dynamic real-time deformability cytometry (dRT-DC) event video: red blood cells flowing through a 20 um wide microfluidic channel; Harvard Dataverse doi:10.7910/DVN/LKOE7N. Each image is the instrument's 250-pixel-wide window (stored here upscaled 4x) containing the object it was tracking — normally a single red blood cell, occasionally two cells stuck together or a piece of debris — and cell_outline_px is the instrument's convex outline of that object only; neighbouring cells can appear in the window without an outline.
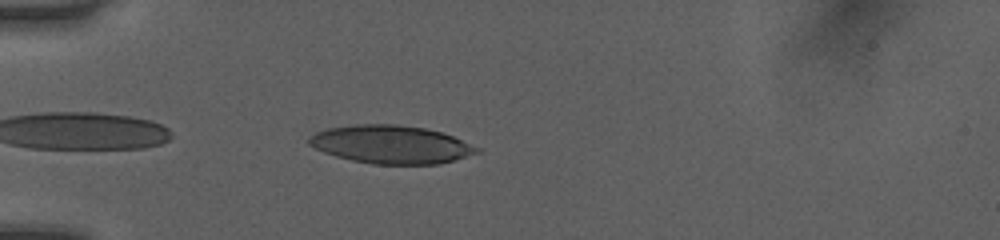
{"species": "human", "species_latin": "Homo sapiens", "temperature_condition": "room temperature", "stored_images_in_passage": 35, "camera_frame_rate_fps": 3000, "um_per_image_px": 0.085, "donor": {"sex": "female"}, "frame": {"image": 1, "passage_image": 2, "time_ms": 0.333, "image_size_px": [1000, 240], "cell_outline_px": [[480, 152], [452, 160], [436, 164], [372, 164], [352, 160], [336, 156], [324, 152], [308, 144], [308, 136], [316, 132], [328, 128], [356, 124], [396, 124], [424, 128], [440, 132], [452, 136], [480, 148]], "centroid_in_image_um": [33.2, 12.27], "position_along_channel_um": 51.8, "area_um2": 37.05}}
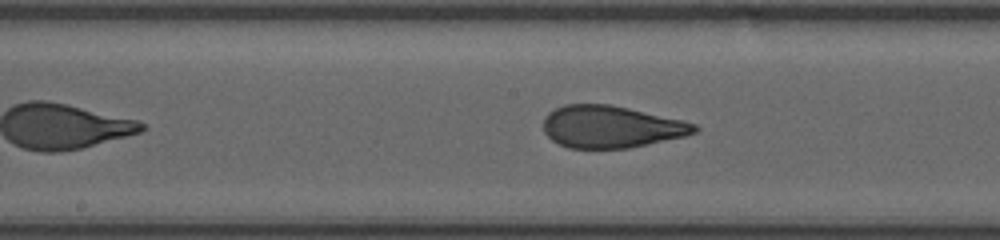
{"frame": {"image": 2, "passage_image": 14, "time_ms": 4.333, "image_size_px": [1000, 240], "cell_outline_px": [[700, 128], [696, 132], [684, 136], [628, 148], [568, 148], [552, 140], [544, 132], [544, 116], [548, 112], [564, 104], [608, 104], [628, 108], [684, 120], [696, 124]], "centroid_in_image_um": [51.93, 10.77], "position_along_channel_um": 196.3, "area_um2": 36.99}}
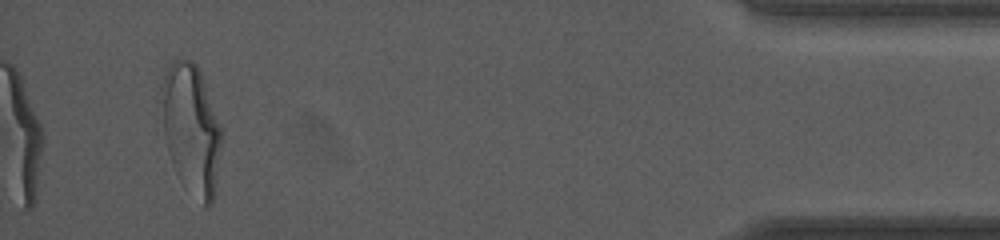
{"frame": {"image": 3, "passage_image": 35, "time_ms": 11.333, "image_size_px": [1000, 240], "cell_outline_px": [[224, 132], [212, 204], [208, 208], [204, 204], [176, 172], [172, 164], [168, 152], [164, 136], [160, 88], [164, 76], [168, 68], [176, 60], [188, 60], [196, 64], [200, 72]], "centroid_in_image_um": [16.27, 10.93], "position_along_channel_um": 418.9, "area_um2": 44.74}, "authors_computed_cell_mechanics": {"area_um2": 37.7434, "velocity_mm_per_s": 4.0976, "shape_relaxation_time_tau1_ms": 5.7776, "shape_relaxation_time_tau2_ms": 0.8088, "deformation_change_tau1": 0.2324, "deformation_change_tau2": 0.0828}}